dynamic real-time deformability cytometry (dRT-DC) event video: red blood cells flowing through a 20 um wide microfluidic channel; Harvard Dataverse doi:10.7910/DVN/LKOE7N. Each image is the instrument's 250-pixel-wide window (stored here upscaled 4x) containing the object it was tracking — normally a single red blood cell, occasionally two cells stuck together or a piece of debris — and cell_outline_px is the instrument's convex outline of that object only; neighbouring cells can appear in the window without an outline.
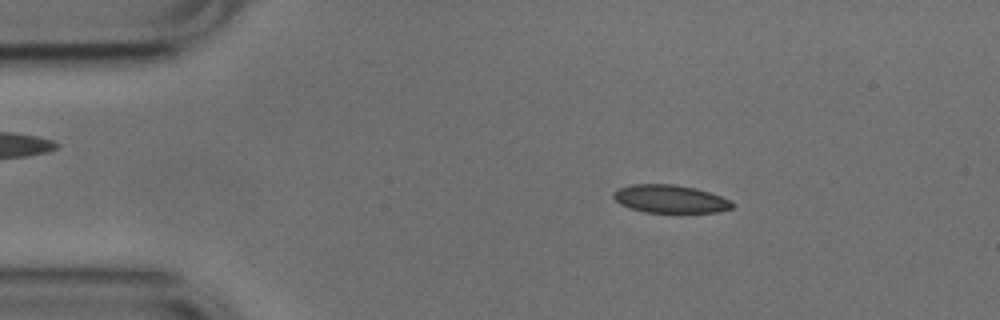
{"species": "common noctule bat (a hibernating species)", "species_latin": "Nyctalus noctula", "temperature_condition": "cold", "stored_images_in_passage": 52, "camera_frame_rate_fps": 3000, "um_per_image_px": 0.085, "animal": {"sex": "male", "body_mass_g": 17.9, "forearm_length_mm": 54.2}, "frame": {"image": 1, "passage_image": 8, "time_ms": 2.333, "image_size_px": [1000, 320], "cell_outline_px": [[736, 204], [732, 208], [716, 212], [644, 212], [620, 204], [612, 196], [612, 192], [616, 188], [632, 184], [676, 184], [696, 188], [720, 196]], "centroid_in_image_um": [56.93, 16.89], "position_along_channel_um": 28.1, "area_um2": 19.36}}
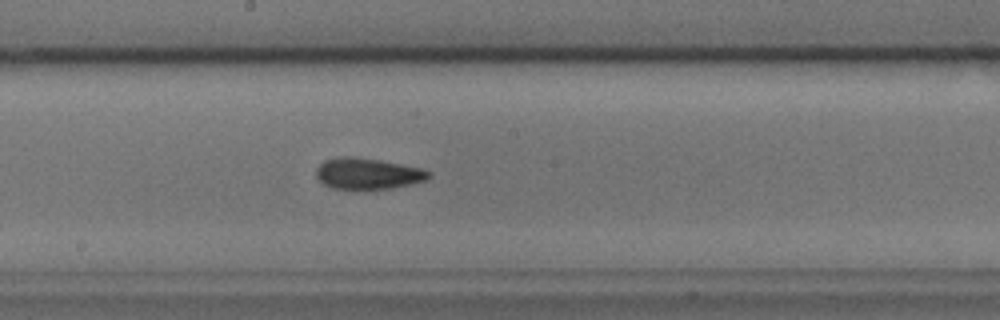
{"frame": {"image": 2, "passage_image": 27, "time_ms": 8.667, "image_size_px": [1000, 320], "cell_outline_px": [[432, 176], [428, 180], [412, 184], [392, 188], [332, 188], [324, 184], [316, 176], [316, 168], [324, 160], [336, 156], [352, 156], [380, 160], [420, 168], [432, 172]], "centroid_in_image_um": [31.27, 14.74], "position_along_channel_um": 216.9, "area_um2": 20.4}}
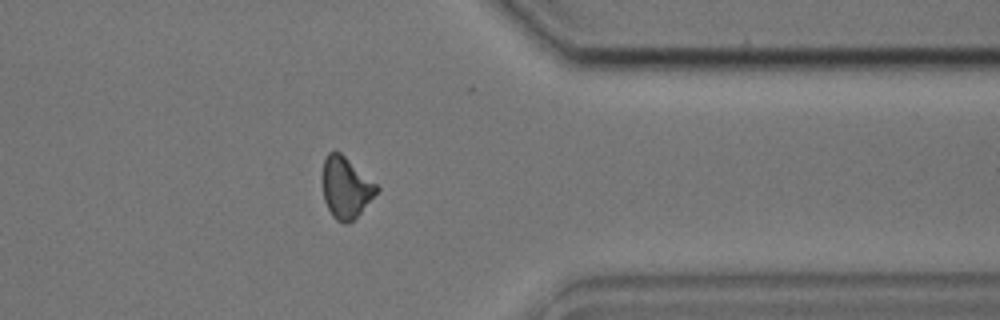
{"frame": {"image": 3, "passage_image": 41, "time_ms": 13.333, "image_size_px": [1000, 320], "cell_outline_px": [[380, 188], [360, 212], [348, 224], [344, 224], [336, 220], [332, 216], [324, 200], [324, 160], [328, 152], [332, 148], [340, 152], [376, 184]], "centroid_in_image_um": [29.39, 15.94], "position_along_channel_um": 382.0, "area_um2": 18.84}, "authors_computed_cell_mechanics": {"area_um2": 19.5364, "velocity_mm_per_s": 3.7905, "shape_relaxation_time_tau1_ms": null, "shape_relaxation_time_tau2_ms": 3.9968, "deformation_change_tau1": null, "deformation_change_tau2": 0.0967}}